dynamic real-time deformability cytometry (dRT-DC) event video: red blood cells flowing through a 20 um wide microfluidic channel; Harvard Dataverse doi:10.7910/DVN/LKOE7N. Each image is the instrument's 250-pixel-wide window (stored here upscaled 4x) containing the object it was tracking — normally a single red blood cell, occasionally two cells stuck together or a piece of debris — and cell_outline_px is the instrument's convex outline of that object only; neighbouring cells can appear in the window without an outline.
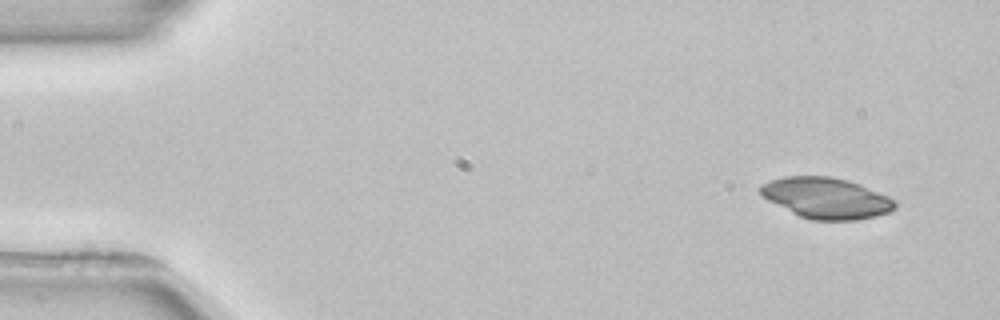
{"species": "common noctule bat (a hibernating species)", "species_latin": "Nyctalus noctula", "temperature_condition": "room temperature", "stored_images_in_passage": 5, "camera_frame_rate_fps": 3000, "um_per_image_px": 0.085, "animal": {"sex": "female", "body_mass_g": 22.7, "forearm_length_mm": 54.2}, "frame": {"image": 1, "passage_image": 1, "time_ms": 0.0, "image_size_px": [1000, 320], "cell_outline_px": [[896, 208], [888, 212], [876, 216], [856, 220], [812, 220], [800, 216], [760, 196], [760, 184], [784, 176], [828, 176], [848, 180], [888, 196], [896, 200]], "centroid_in_image_um": [70.23, 16.83], "position_along_channel_um": 14.8, "area_um2": 31.91}}